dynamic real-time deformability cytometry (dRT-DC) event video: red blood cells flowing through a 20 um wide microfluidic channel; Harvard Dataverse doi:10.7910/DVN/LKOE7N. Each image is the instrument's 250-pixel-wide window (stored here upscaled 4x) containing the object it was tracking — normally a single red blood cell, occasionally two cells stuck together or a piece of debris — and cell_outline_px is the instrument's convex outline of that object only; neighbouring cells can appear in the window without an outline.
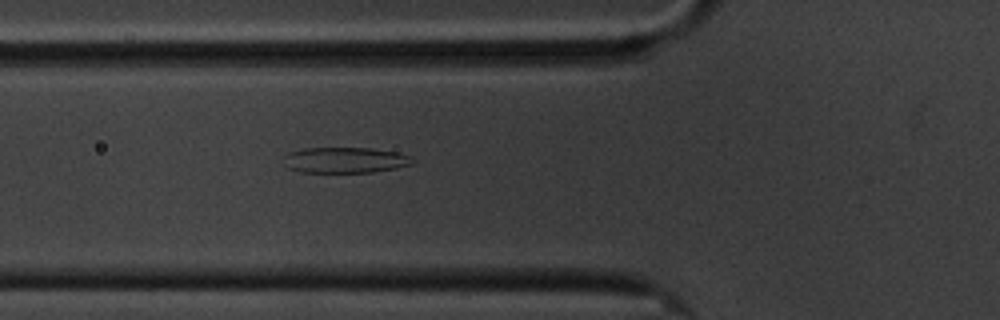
{"species": "common noctule bat (a hibernating species)", "species_latin": "Nyctalus noctula", "temperature_condition": "cold", "stored_images_in_passage": 5, "camera_frame_rate_fps": 3000, "um_per_image_px": 0.085, "animal": {"sex": "male", "body_mass_g": 20.1, "forearm_length_mm": 53.5}, "frame": {"image": 1, "passage_image": 5, "time_ms": 4.667, "image_size_px": [1000, 320], "cell_outline_px": [[416, 160], [412, 164], [372, 172], [300, 172], [288, 168], [284, 156], [288, 152], [304, 148], [372, 148], [396, 152], [412, 156]], "centroid_in_image_um": [29.35, 13.6], "position_along_channel_um": 96.5, "area_um2": 19.25}}